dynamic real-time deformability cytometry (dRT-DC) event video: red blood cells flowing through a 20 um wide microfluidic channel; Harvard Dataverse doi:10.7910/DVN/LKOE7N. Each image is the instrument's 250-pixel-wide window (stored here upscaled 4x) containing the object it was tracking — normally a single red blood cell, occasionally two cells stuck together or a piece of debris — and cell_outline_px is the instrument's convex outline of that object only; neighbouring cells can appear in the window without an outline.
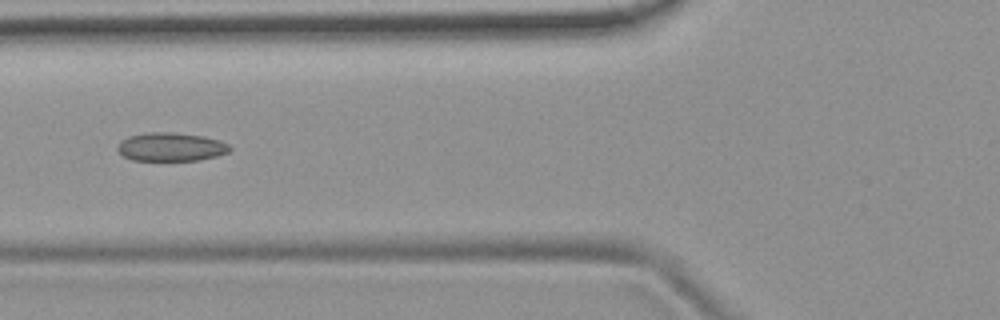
{"species": "common noctule bat (a hibernating species)", "species_latin": "Nyctalus noctula", "temperature_condition": "room temperature", "stored_images_in_passage": 13, "camera_frame_rate_fps": 3000, "um_per_image_px": 0.085, "animal": {"sex": "female", "body_mass_g": 19.9}, "frame": {"image": 1, "passage_image": 6, "time_ms": 1.667, "image_size_px": [1000, 320], "cell_outline_px": [[232, 148], [228, 152], [216, 156], [196, 160], [132, 160], [124, 156], [116, 148], [120, 140], [128, 136], [148, 132], [168, 132], [204, 136], [220, 140], [228, 144]], "centroid_in_image_um": [14.51, 12.48], "position_along_channel_um": 111.3, "area_um2": 18.61}}